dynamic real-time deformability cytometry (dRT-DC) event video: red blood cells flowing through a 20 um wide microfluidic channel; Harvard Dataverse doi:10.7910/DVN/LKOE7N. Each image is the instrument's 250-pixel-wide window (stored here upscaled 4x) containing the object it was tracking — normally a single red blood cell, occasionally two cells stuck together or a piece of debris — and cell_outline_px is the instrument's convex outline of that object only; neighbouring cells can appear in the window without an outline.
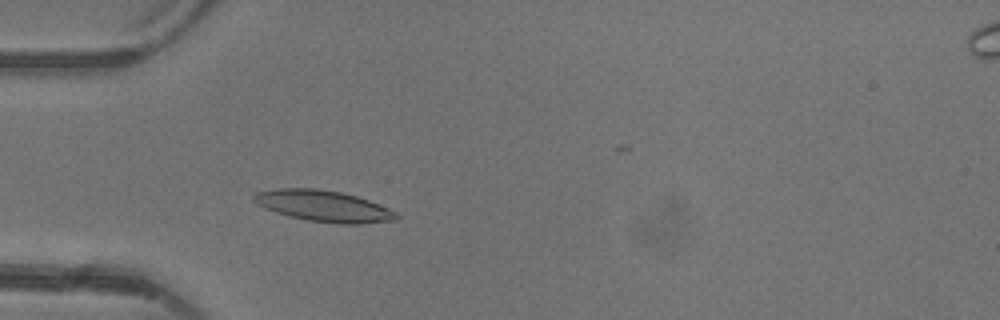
{"species": "common noctule bat (a hibernating species)", "species_latin": "Nyctalus noctula", "temperature_condition": "warm", "stored_images_in_passage": 2, "camera_frame_rate_fps": 3000, "um_per_image_px": 0.085, "animal": {"sex": "female"}, "frame": {"image": 1, "passage_image": 2, "time_ms": 1.333, "image_size_px": [1000, 320], "cell_outline_px": [[400, 216], [396, 220], [360, 224], [340, 224], [308, 220], [288, 216], [264, 208], [252, 200], [252, 196], [256, 192], [280, 188], [316, 188], [340, 192], [356, 196], [368, 200], [396, 212]], "centroid_in_image_um": [27.49, 17.51], "position_along_channel_um": 57.5, "area_um2": 25.84}}